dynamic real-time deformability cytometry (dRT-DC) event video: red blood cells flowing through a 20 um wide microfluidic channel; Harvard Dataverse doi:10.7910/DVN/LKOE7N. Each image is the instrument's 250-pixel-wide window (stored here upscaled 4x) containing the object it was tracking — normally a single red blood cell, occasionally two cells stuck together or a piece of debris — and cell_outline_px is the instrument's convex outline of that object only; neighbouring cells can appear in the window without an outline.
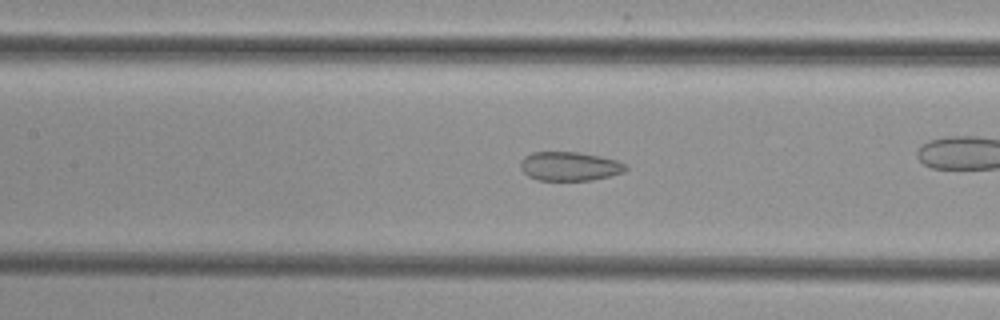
{"species": "common noctule bat (a hibernating species)", "species_latin": "Nyctalus noctula", "temperature_condition": "cold", "stored_images_in_passage": 43, "camera_frame_rate_fps": 3000, "um_per_image_px": 0.085, "animal": {"sex": "female", "body_mass_g": 29.2, "forearm_length_mm": 56.3}, "frame": {"image": 1, "passage_image": 25, "time_ms": 8.0, "image_size_px": [1000, 320], "cell_outline_px": [[628, 168], [624, 172], [592, 180], [536, 180], [528, 176], [520, 168], [520, 160], [524, 156], [532, 152], [580, 152], [600, 156], [616, 160], [628, 164]], "centroid_in_image_um": [48.41, 14.13], "position_along_channel_um": 159.0, "area_um2": 17.92}}
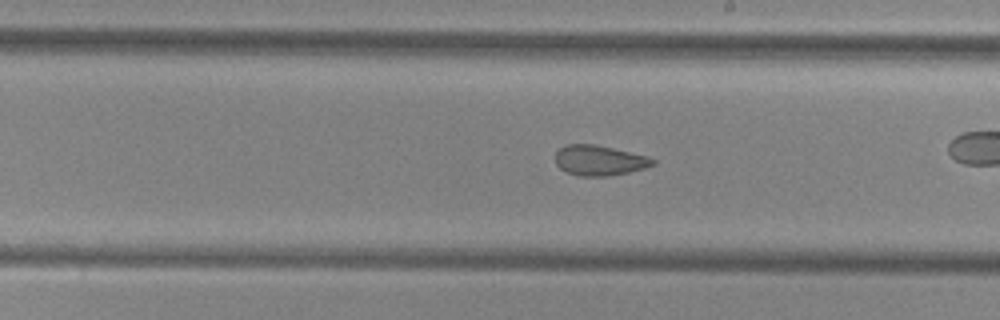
{"frame": {"image": 2, "passage_image": 31, "time_ms": 10.0, "image_size_px": [1000, 320], "cell_outline_px": [[656, 164], [644, 168], [628, 172], [608, 176], [580, 176], [568, 172], [560, 168], [556, 164], [556, 152], [564, 144], [596, 144], [644, 156], [656, 160]], "centroid_in_image_um": [50.92, 13.63], "position_along_channel_um": 238.1, "area_um2": 16.94}}